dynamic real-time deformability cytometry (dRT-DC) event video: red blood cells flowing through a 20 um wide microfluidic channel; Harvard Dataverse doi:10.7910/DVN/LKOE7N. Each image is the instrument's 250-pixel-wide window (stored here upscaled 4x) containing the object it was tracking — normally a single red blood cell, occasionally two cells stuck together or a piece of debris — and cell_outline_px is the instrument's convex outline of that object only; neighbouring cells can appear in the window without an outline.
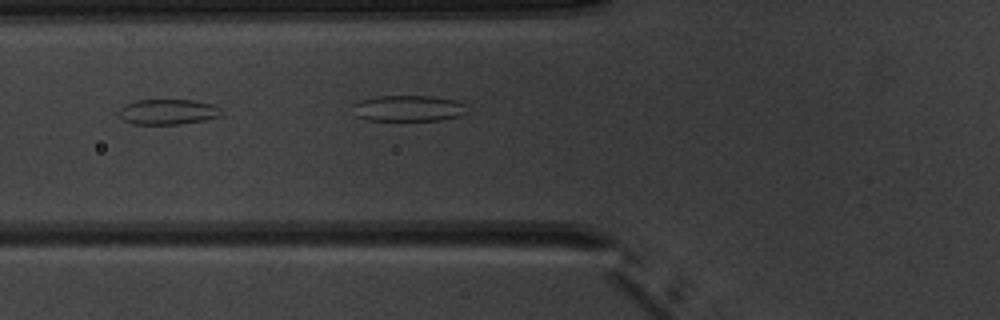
{"species": "common noctule bat (a hibernating species)", "species_latin": "Nyctalus noctula", "temperature_condition": "warm", "stored_images_in_passage": 8, "camera_frame_rate_fps": 3000, "um_per_image_px": 0.085, "animal": {"sex": "male", "body_mass_g": 20.1, "forearm_length_mm": 53.5}, "frame": {"image": 1, "passage_image": 6, "time_ms": 5.667, "image_size_px": [1000, 320], "cell_outline_px": [[220, 116], [204, 120], [180, 124], [132, 124], [124, 120], [120, 116], [120, 108], [124, 104], [136, 100], [192, 100], [212, 104], [220, 108]], "centroid_in_image_um": [14.25, 9.5], "position_along_channel_um": 111.6, "area_um2": 15.03}}
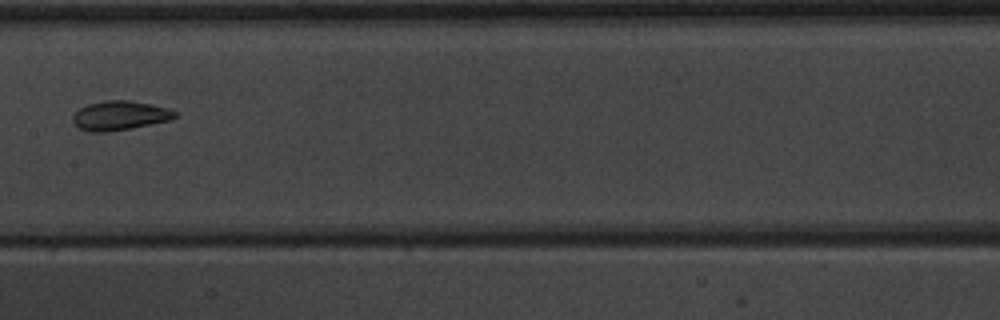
{"frame": {"image": 2, "passage_image": 8, "time_ms": 8.333, "image_size_px": [1000, 320], "cell_outline_px": [[176, 116], [172, 120], [108, 132], [88, 132], [80, 128], [72, 120], [72, 116], [80, 108], [88, 104], [104, 100], [132, 100], [168, 108], [176, 112]], "centroid_in_image_um": [10.18, 9.82], "position_along_channel_um": 197.2, "area_um2": 17.4}}